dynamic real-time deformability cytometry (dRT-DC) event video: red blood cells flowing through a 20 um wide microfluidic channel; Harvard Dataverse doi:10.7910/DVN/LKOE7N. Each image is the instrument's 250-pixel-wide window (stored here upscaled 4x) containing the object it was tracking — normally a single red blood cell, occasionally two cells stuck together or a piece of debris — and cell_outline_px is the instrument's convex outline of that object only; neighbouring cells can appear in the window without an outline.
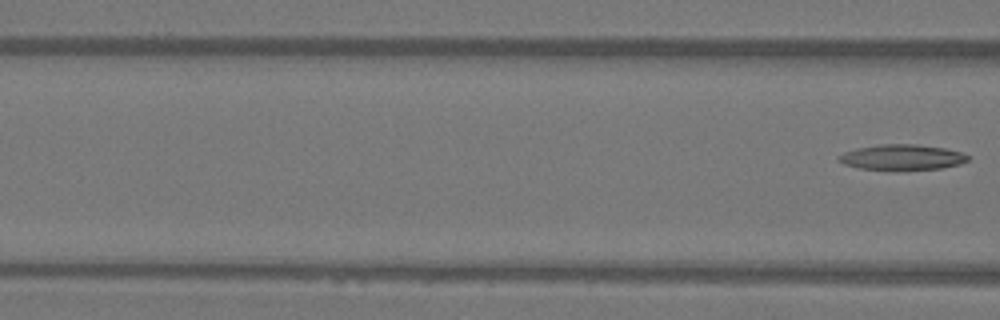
{"species": "Egyptian fruit bat (a non-hibernating species)", "species_latin": "Rousettus aegyptiacus", "temperature_condition": "warm", "stored_images_in_passage": 4, "segment_of_instrument_passage": [2, 2], "camera_frame_rate_fps": 3000, "um_per_image_px": 0.085, "animal": {"sex": "female"}, "frame": {"image": 1, "passage_image": 4, "time_ms": 1.0, "image_size_px": [1000, 320], "cell_outline_px": [[968, 160], [960, 164], [940, 168], [896, 172], [860, 168], [844, 164], [836, 160], [836, 156], [844, 152], [856, 148], [880, 144], [916, 144], [944, 148], [960, 152], [968, 156]], "centroid_in_image_um": [76.61, 13.39], "position_along_channel_um": 90.0, "area_um2": 19.71}}